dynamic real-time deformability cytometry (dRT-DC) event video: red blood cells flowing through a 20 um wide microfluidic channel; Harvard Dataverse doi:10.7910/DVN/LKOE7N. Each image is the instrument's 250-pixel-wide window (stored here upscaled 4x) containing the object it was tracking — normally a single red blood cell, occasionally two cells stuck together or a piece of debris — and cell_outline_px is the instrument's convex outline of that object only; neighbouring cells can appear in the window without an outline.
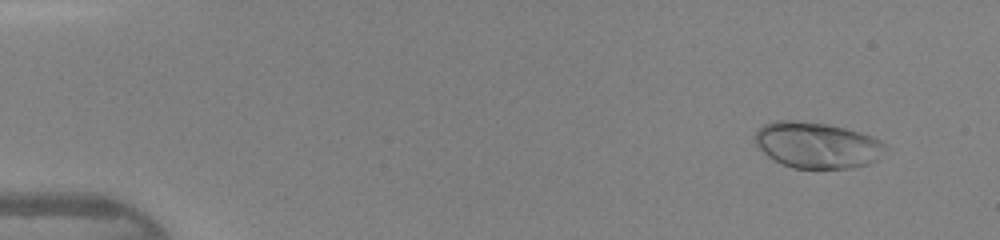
{"species": "human", "species_latin": "Homo sapiens", "temperature_condition": "warm", "stored_images_in_passage": 47, "camera_frame_rate_fps": 3000, "um_per_image_px": 0.085, "donor": {"sex": "female"}, "frame": {"image": 1, "passage_image": 4, "time_ms": 1.0, "image_size_px": [1000, 240], "cell_outline_px": [[888, 148], [876, 160], [868, 164], [852, 168], [792, 168], [768, 156], [756, 144], [756, 132], [764, 124], [776, 120], [796, 120], [828, 124], [860, 132], [872, 136], [880, 140]], "centroid_in_image_um": [69.48, 12.33], "position_along_channel_um": 15.5, "area_um2": 34.8}}
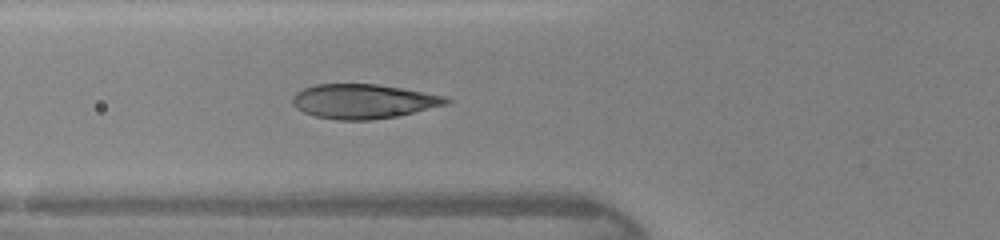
{"frame": {"image": 2, "passage_image": 18, "time_ms": 5.667, "image_size_px": [1000, 240], "cell_outline_px": [[452, 100], [448, 104], [400, 116], [368, 120], [336, 120], [316, 116], [304, 112], [296, 108], [292, 104], [292, 96], [296, 92], [304, 88], [316, 84], [376, 84], [424, 92], [444, 96]], "centroid_in_image_um": [30.88, 8.62], "position_along_channel_um": 94.9, "area_um2": 30.92}}
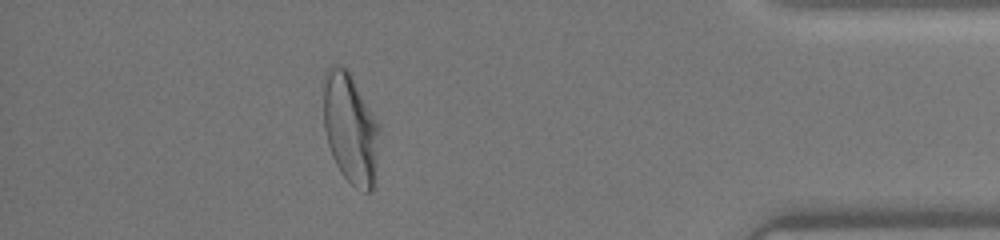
{"frame": {"image": 3, "passage_image": 42, "time_ms": 13.667, "image_size_px": [1000, 240], "cell_outline_px": [[380, 128], [372, 192], [364, 192], [356, 188], [340, 172], [332, 156], [328, 144], [324, 128], [324, 72], [332, 64], [336, 64], [344, 68], [348, 72], [380, 124]], "centroid_in_image_um": [29.77, 10.93], "position_along_channel_um": 405.4, "area_um2": 35.6}, "authors_computed_cell_mechanics": {"area_um2": 32.5992, "velocity_mm_per_s": 4.3381, "shape_relaxation_time_tau1_ms": 2.813, "shape_relaxation_time_tau2_ms": null, "deformation_change_tau1": 0.1953, "deformation_change_tau2": null}}